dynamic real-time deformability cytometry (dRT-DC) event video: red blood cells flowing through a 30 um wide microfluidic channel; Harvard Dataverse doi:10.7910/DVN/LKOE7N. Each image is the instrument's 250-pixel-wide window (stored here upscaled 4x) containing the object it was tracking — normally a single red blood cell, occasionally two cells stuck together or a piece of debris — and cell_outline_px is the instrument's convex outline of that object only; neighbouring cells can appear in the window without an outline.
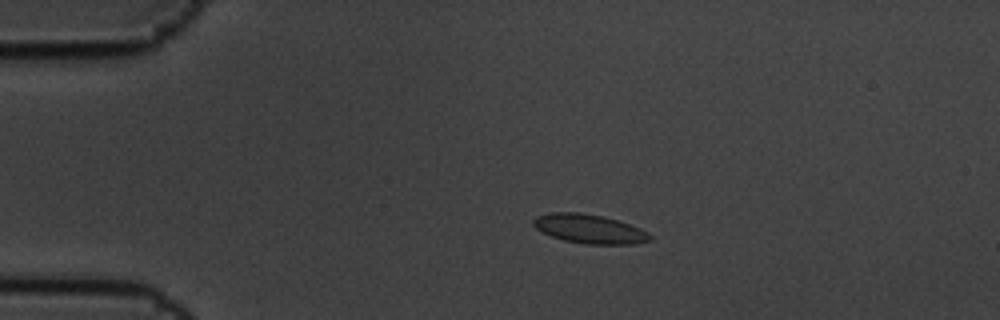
{"species": "common noctule bat (a hibernating species)", "species_latin": "Nyctalus noctula", "temperature_condition": "cold", "stored_images_in_passage": 9, "camera_frame_rate_fps": 3000, "um_per_image_px": 0.085, "animal": {"sex": "male", "body_mass_g": 19.5, "forearm_length_mm": 54.6}, "frame": {"image": 1, "passage_image": 4, "time_ms": 1.0, "image_size_px": [1000, 320], "cell_outline_px": [[652, 240], [636, 244], [584, 244], [564, 240], [552, 236], [536, 228], [532, 224], [532, 220], [536, 216], [552, 212], [580, 212], [604, 216], [640, 228], [648, 232], [652, 236]], "centroid_in_image_um": [50.11, 19.45], "position_along_channel_um": 34.9, "area_um2": 19.77}}
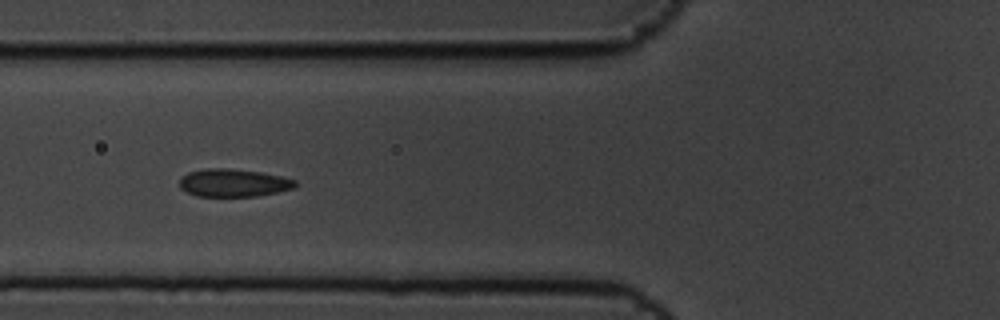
{"frame": {"image": 2, "passage_image": 7, "time_ms": 2.0, "image_size_px": [1000, 320], "cell_outline_px": [[296, 188], [256, 196], [196, 196], [184, 192], [180, 188], [180, 176], [188, 172], [208, 168], [224, 168], [260, 172], [280, 176], [296, 180]], "centroid_in_image_um": [19.8, 15.55], "position_along_channel_um": 106.0, "area_um2": 18.79}}
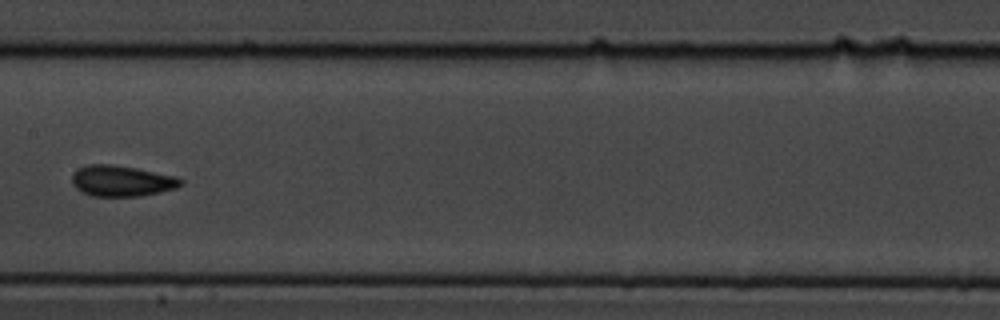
{"frame": {"image": 3, "passage_image": 9, "time_ms": 2.667, "image_size_px": [1000, 320], "cell_outline_px": [[184, 184], [176, 188], [160, 192], [140, 196], [92, 196], [80, 192], [72, 184], [72, 172], [76, 168], [88, 164], [112, 164], [136, 168], [176, 176], [184, 180]], "centroid_in_image_um": [10.32, 15.37], "position_along_channel_um": 197.1, "area_um2": 19.88}}